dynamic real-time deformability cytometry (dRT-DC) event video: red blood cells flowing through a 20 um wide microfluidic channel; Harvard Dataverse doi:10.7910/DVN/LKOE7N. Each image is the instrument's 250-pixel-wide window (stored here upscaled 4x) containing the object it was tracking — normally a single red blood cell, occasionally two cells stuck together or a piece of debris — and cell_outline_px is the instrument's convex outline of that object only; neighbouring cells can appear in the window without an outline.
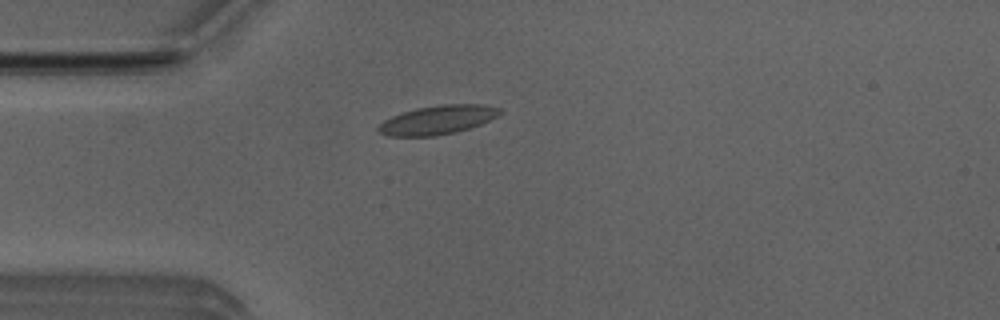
{"species": "Egyptian fruit bat (a non-hibernating species)", "species_latin": "Rousettus aegyptiacus", "temperature_condition": "room temperature", "stored_images_in_passage": 3, "camera_frame_rate_fps": 3000, "um_per_image_px": 0.085, "animal": {"sex": "male"}, "frame": {"image": 1, "passage_image": 3, "time_ms": 0.667, "image_size_px": [1000, 320], "cell_outline_px": [[504, 112], [480, 124], [456, 132], [436, 136], [388, 136], [380, 132], [376, 128], [384, 120], [392, 116], [416, 108], [444, 104], [480, 104], [500, 108]], "centroid_in_image_um": [37.19, 10.19], "position_along_channel_um": 47.8, "area_um2": 20.29}}